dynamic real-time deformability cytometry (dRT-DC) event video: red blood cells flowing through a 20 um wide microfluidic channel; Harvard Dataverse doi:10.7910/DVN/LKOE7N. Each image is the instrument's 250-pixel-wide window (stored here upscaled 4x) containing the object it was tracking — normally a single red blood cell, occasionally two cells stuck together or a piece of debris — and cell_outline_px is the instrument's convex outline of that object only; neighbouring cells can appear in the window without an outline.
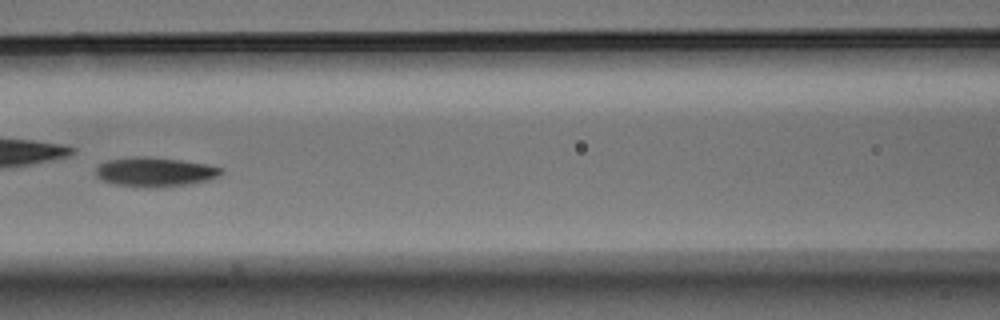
{"species": "Egyptian fruit bat (a non-hibernating species)", "species_latin": "Rousettus aegyptiacus", "temperature_condition": "warm", "stored_images_in_passage": 52, "camera_frame_rate_fps": 3000, "um_per_image_px": 0.085, "animal": {"sex": "male"}, "frame": {"image": 1, "passage_image": 23, "time_ms": 7.333, "image_size_px": [1000, 320], "cell_outline_px": [[224, 172], [220, 176], [208, 180], [192, 184], [160, 188], [144, 188], [116, 184], [100, 180], [96, 176], [96, 168], [104, 160], [132, 156], [148, 156], [180, 160], [204, 164], [224, 168]], "centroid_in_image_um": [13.16, 14.62], "position_along_channel_um": 153.4, "area_um2": 21.96}, "authors_computed_cell_mechanics": {"area_um2": 20.6924, "velocity_mm_per_s": 3.7272, "shape_relaxation_time_tau1_ms": 6.118, "shape_relaxation_time_tau2_ms": 5.258, "deformation_change_tau1": 0.1773, "deformation_change_tau2": 0.1105}}